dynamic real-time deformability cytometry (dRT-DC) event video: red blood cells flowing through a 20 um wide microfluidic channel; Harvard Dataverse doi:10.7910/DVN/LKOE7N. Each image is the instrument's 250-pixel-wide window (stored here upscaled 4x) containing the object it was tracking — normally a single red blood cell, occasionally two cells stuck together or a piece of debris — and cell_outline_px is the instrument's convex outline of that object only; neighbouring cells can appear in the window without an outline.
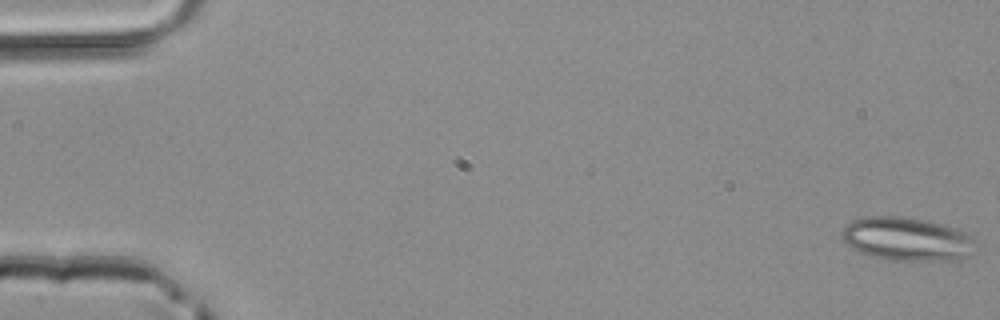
{"species": "common noctule bat (a hibernating species)", "species_latin": "Nyctalus noctula", "temperature_condition": "room temperature", "stored_images_in_passage": 50, "camera_frame_rate_fps": 3000, "um_per_image_px": 0.085, "animal": {"sex": "male", "body_mass_g": 20.4}, "frame": {"image": 1, "passage_image": 1, "time_ms": 0.0, "image_size_px": [1000, 320], "cell_outline_px": [[976, 252], [960, 260], [892, 260], [860, 252], [852, 248], [840, 236], [840, 232], [852, 220], [864, 216], [900, 216], [924, 220], [956, 228], [964, 232], [972, 240]], "centroid_in_image_um": [77.08, 20.31], "position_along_channel_um": 7.9, "area_um2": 33.64}}
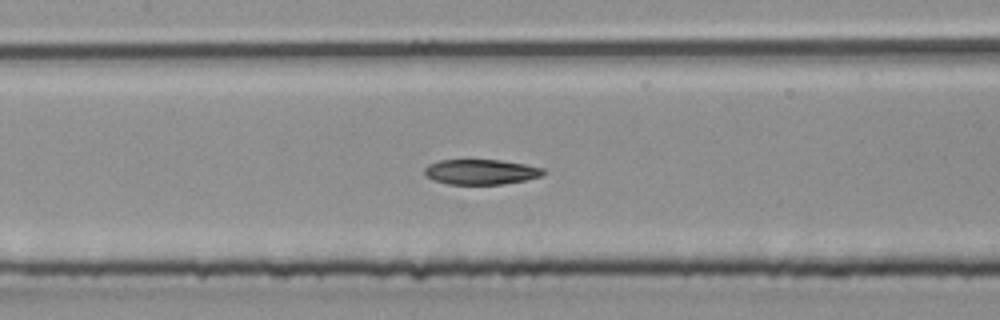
{"frame": {"image": 2, "passage_image": 24, "time_ms": 7.667, "image_size_px": [1000, 320], "cell_outline_px": [[548, 172], [540, 176], [524, 180], [504, 184], [448, 184], [436, 180], [428, 176], [424, 172], [424, 168], [428, 164], [440, 160], [500, 160], [524, 164], [544, 168]], "centroid_in_image_um": [40.91, 14.6], "position_along_channel_um": 166.5, "area_um2": 17.28}}
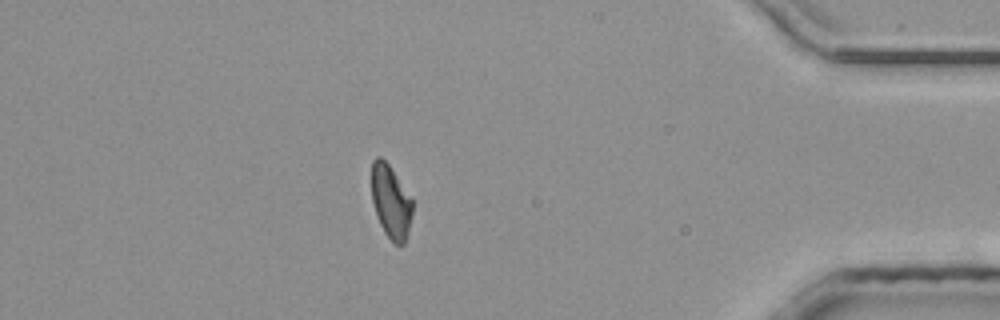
{"frame": {"image": 3, "passage_image": 44, "time_ms": 14.333, "image_size_px": [1000, 320], "cell_outline_px": [[412, 212], [408, 232], [404, 244], [396, 244], [384, 232], [376, 216], [372, 200], [372, 160], [376, 156], [380, 156], [388, 164], [412, 200]], "centroid_in_image_um": [33.2, 17.14], "position_along_channel_um": 402.0, "area_um2": 17.11}}